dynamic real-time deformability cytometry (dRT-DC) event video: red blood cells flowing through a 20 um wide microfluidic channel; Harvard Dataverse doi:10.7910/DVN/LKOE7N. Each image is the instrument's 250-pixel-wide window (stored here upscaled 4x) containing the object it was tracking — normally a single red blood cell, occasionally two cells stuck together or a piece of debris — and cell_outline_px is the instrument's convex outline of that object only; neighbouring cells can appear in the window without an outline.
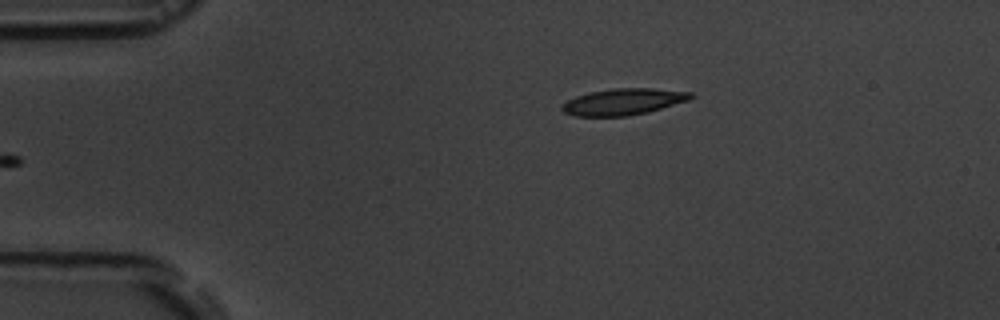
{"species": "common noctule bat (a hibernating species)", "species_latin": "Nyctalus noctula", "temperature_condition": "room temperature", "stored_images_in_passage": 5, "camera_frame_rate_fps": 3000, "um_per_image_px": 0.085, "animal": {"sex": "male", "body_mass_g": 19.5, "forearm_length_mm": 54.6}, "frame": {"image": 1, "passage_image": 5, "time_ms": 4.333, "image_size_px": [1000, 320], "cell_outline_px": [[696, 96], [688, 100], [648, 112], [628, 116], [576, 116], [564, 112], [560, 108], [568, 100], [576, 96], [592, 92], [612, 88], [652, 88], [692, 92]], "centroid_in_image_um": [53.01, 8.64], "position_along_channel_um": 32.0, "area_um2": 19.71}}